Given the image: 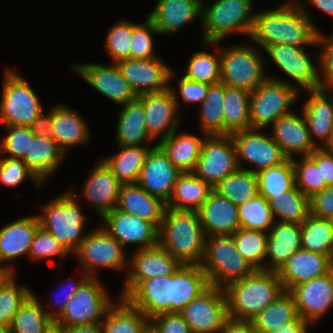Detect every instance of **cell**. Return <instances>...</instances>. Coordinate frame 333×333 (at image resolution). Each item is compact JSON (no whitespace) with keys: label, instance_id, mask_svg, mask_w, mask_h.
Returning a JSON list of instances; mask_svg holds the SVG:
<instances>
[{"label":"cell","instance_id":"cell-1","mask_svg":"<svg viewBox=\"0 0 333 333\" xmlns=\"http://www.w3.org/2000/svg\"><path fill=\"white\" fill-rule=\"evenodd\" d=\"M298 2L289 0L278 8L256 13L250 39L263 49L281 44L315 46L319 30L306 14L305 5Z\"/></svg>","mask_w":333,"mask_h":333},{"label":"cell","instance_id":"cell-2","mask_svg":"<svg viewBox=\"0 0 333 333\" xmlns=\"http://www.w3.org/2000/svg\"><path fill=\"white\" fill-rule=\"evenodd\" d=\"M205 240L198 211L165 208L158 230V243L181 264L200 265Z\"/></svg>","mask_w":333,"mask_h":333},{"label":"cell","instance_id":"cell-3","mask_svg":"<svg viewBox=\"0 0 333 333\" xmlns=\"http://www.w3.org/2000/svg\"><path fill=\"white\" fill-rule=\"evenodd\" d=\"M229 318L250 321L271 304L284 289L275 271L255 270L225 288Z\"/></svg>","mask_w":333,"mask_h":333},{"label":"cell","instance_id":"cell-4","mask_svg":"<svg viewBox=\"0 0 333 333\" xmlns=\"http://www.w3.org/2000/svg\"><path fill=\"white\" fill-rule=\"evenodd\" d=\"M200 266L210 285L221 288L250 276L256 270L239 253L232 235L207 236Z\"/></svg>","mask_w":333,"mask_h":333},{"label":"cell","instance_id":"cell-5","mask_svg":"<svg viewBox=\"0 0 333 333\" xmlns=\"http://www.w3.org/2000/svg\"><path fill=\"white\" fill-rule=\"evenodd\" d=\"M43 215H38L39 226L48 231L68 251L76 252L86 234H81L87 219L80 210L74 193L70 190L43 205Z\"/></svg>","mask_w":333,"mask_h":333},{"label":"cell","instance_id":"cell-6","mask_svg":"<svg viewBox=\"0 0 333 333\" xmlns=\"http://www.w3.org/2000/svg\"><path fill=\"white\" fill-rule=\"evenodd\" d=\"M253 0H216L210 7L203 8L201 19L204 25L206 44H216L229 33L241 32L250 37L255 15H251Z\"/></svg>","mask_w":333,"mask_h":333},{"label":"cell","instance_id":"cell-7","mask_svg":"<svg viewBox=\"0 0 333 333\" xmlns=\"http://www.w3.org/2000/svg\"><path fill=\"white\" fill-rule=\"evenodd\" d=\"M299 91L287 81L267 78L253 92H250L251 129H262L273 124L281 116L291 113Z\"/></svg>","mask_w":333,"mask_h":333},{"label":"cell","instance_id":"cell-8","mask_svg":"<svg viewBox=\"0 0 333 333\" xmlns=\"http://www.w3.org/2000/svg\"><path fill=\"white\" fill-rule=\"evenodd\" d=\"M111 305L108 293L97 277H90L71 297L62 312L54 318V326L62 329L70 326L101 324L103 321L99 319L106 315Z\"/></svg>","mask_w":333,"mask_h":333},{"label":"cell","instance_id":"cell-9","mask_svg":"<svg viewBox=\"0 0 333 333\" xmlns=\"http://www.w3.org/2000/svg\"><path fill=\"white\" fill-rule=\"evenodd\" d=\"M0 122L5 126L30 127L42 112L38 97L29 83L13 70L5 71Z\"/></svg>","mask_w":333,"mask_h":333},{"label":"cell","instance_id":"cell-10","mask_svg":"<svg viewBox=\"0 0 333 333\" xmlns=\"http://www.w3.org/2000/svg\"><path fill=\"white\" fill-rule=\"evenodd\" d=\"M221 80L226 86L253 92L266 79L263 59L246 44L220 52Z\"/></svg>","mask_w":333,"mask_h":333},{"label":"cell","instance_id":"cell-11","mask_svg":"<svg viewBox=\"0 0 333 333\" xmlns=\"http://www.w3.org/2000/svg\"><path fill=\"white\" fill-rule=\"evenodd\" d=\"M232 135H205L194 171L196 177L214 187L238 169Z\"/></svg>","mask_w":333,"mask_h":333},{"label":"cell","instance_id":"cell-12","mask_svg":"<svg viewBox=\"0 0 333 333\" xmlns=\"http://www.w3.org/2000/svg\"><path fill=\"white\" fill-rule=\"evenodd\" d=\"M191 333H219L229 319L224 288L210 285L180 312Z\"/></svg>","mask_w":333,"mask_h":333},{"label":"cell","instance_id":"cell-13","mask_svg":"<svg viewBox=\"0 0 333 333\" xmlns=\"http://www.w3.org/2000/svg\"><path fill=\"white\" fill-rule=\"evenodd\" d=\"M84 275L95 277L97 268L121 270L126 261L123 246L113 238L102 226L86 234L80 247L76 250Z\"/></svg>","mask_w":333,"mask_h":333},{"label":"cell","instance_id":"cell-14","mask_svg":"<svg viewBox=\"0 0 333 333\" xmlns=\"http://www.w3.org/2000/svg\"><path fill=\"white\" fill-rule=\"evenodd\" d=\"M130 261L121 298H126L142 281L153 277L172 275L182 264L159 243L136 249Z\"/></svg>","mask_w":333,"mask_h":333},{"label":"cell","instance_id":"cell-15","mask_svg":"<svg viewBox=\"0 0 333 333\" xmlns=\"http://www.w3.org/2000/svg\"><path fill=\"white\" fill-rule=\"evenodd\" d=\"M259 132L260 129H248L232 134L240 169L241 159L257 166L255 169H245L253 173L277 166L287 159L272 136L267 137Z\"/></svg>","mask_w":333,"mask_h":333},{"label":"cell","instance_id":"cell-16","mask_svg":"<svg viewBox=\"0 0 333 333\" xmlns=\"http://www.w3.org/2000/svg\"><path fill=\"white\" fill-rule=\"evenodd\" d=\"M136 96L168 90L174 74L160 58L124 59L116 63Z\"/></svg>","mask_w":333,"mask_h":333},{"label":"cell","instance_id":"cell-17","mask_svg":"<svg viewBox=\"0 0 333 333\" xmlns=\"http://www.w3.org/2000/svg\"><path fill=\"white\" fill-rule=\"evenodd\" d=\"M182 173L157 144L147 154L137 184L150 195L167 203L176 180Z\"/></svg>","mask_w":333,"mask_h":333},{"label":"cell","instance_id":"cell-18","mask_svg":"<svg viewBox=\"0 0 333 333\" xmlns=\"http://www.w3.org/2000/svg\"><path fill=\"white\" fill-rule=\"evenodd\" d=\"M289 292L298 316L310 324L316 322L333 306V269L323 276L297 284Z\"/></svg>","mask_w":333,"mask_h":333},{"label":"cell","instance_id":"cell-19","mask_svg":"<svg viewBox=\"0 0 333 333\" xmlns=\"http://www.w3.org/2000/svg\"><path fill=\"white\" fill-rule=\"evenodd\" d=\"M137 98L143 103L145 124L148 135L152 139L163 133L161 136L163 140L178 129L179 101L172 88L163 92L143 94Z\"/></svg>","mask_w":333,"mask_h":333},{"label":"cell","instance_id":"cell-20","mask_svg":"<svg viewBox=\"0 0 333 333\" xmlns=\"http://www.w3.org/2000/svg\"><path fill=\"white\" fill-rule=\"evenodd\" d=\"M102 218L106 222L102 227L122 246L134 243L139 245L138 249H144L158 244V229L138 216L115 208Z\"/></svg>","mask_w":333,"mask_h":333},{"label":"cell","instance_id":"cell-21","mask_svg":"<svg viewBox=\"0 0 333 333\" xmlns=\"http://www.w3.org/2000/svg\"><path fill=\"white\" fill-rule=\"evenodd\" d=\"M273 62L306 91L320 89L319 73L304 47L290 44L274 45L265 49Z\"/></svg>","mask_w":333,"mask_h":333},{"label":"cell","instance_id":"cell-22","mask_svg":"<svg viewBox=\"0 0 333 333\" xmlns=\"http://www.w3.org/2000/svg\"><path fill=\"white\" fill-rule=\"evenodd\" d=\"M84 80L115 103L126 104L137 98L116 64H78L73 67Z\"/></svg>","mask_w":333,"mask_h":333},{"label":"cell","instance_id":"cell-23","mask_svg":"<svg viewBox=\"0 0 333 333\" xmlns=\"http://www.w3.org/2000/svg\"><path fill=\"white\" fill-rule=\"evenodd\" d=\"M333 260L328 255L299 249L277 272L284 290L329 273Z\"/></svg>","mask_w":333,"mask_h":333},{"label":"cell","instance_id":"cell-24","mask_svg":"<svg viewBox=\"0 0 333 333\" xmlns=\"http://www.w3.org/2000/svg\"><path fill=\"white\" fill-rule=\"evenodd\" d=\"M126 299L148 319L172 312V275L142 281Z\"/></svg>","mask_w":333,"mask_h":333},{"label":"cell","instance_id":"cell-25","mask_svg":"<svg viewBox=\"0 0 333 333\" xmlns=\"http://www.w3.org/2000/svg\"><path fill=\"white\" fill-rule=\"evenodd\" d=\"M274 141L279 145L287 158H293L292 154L301 153V156H309L318 147L311 140L307 122L293 112L281 116L272 124Z\"/></svg>","mask_w":333,"mask_h":333},{"label":"cell","instance_id":"cell-26","mask_svg":"<svg viewBox=\"0 0 333 333\" xmlns=\"http://www.w3.org/2000/svg\"><path fill=\"white\" fill-rule=\"evenodd\" d=\"M197 211L206 237L233 235L240 229L238 206L214 191Z\"/></svg>","mask_w":333,"mask_h":333},{"label":"cell","instance_id":"cell-27","mask_svg":"<svg viewBox=\"0 0 333 333\" xmlns=\"http://www.w3.org/2000/svg\"><path fill=\"white\" fill-rule=\"evenodd\" d=\"M97 163L85 180L81 196L86 197L103 217L116 208L122 183L102 160Z\"/></svg>","mask_w":333,"mask_h":333},{"label":"cell","instance_id":"cell-28","mask_svg":"<svg viewBox=\"0 0 333 333\" xmlns=\"http://www.w3.org/2000/svg\"><path fill=\"white\" fill-rule=\"evenodd\" d=\"M166 208L160 198L150 195L137 183L122 184L116 209L152 223L158 230Z\"/></svg>","mask_w":333,"mask_h":333},{"label":"cell","instance_id":"cell-29","mask_svg":"<svg viewBox=\"0 0 333 333\" xmlns=\"http://www.w3.org/2000/svg\"><path fill=\"white\" fill-rule=\"evenodd\" d=\"M201 0H159L148 15L159 34H170L182 28L188 21L201 17Z\"/></svg>","mask_w":333,"mask_h":333},{"label":"cell","instance_id":"cell-30","mask_svg":"<svg viewBox=\"0 0 333 333\" xmlns=\"http://www.w3.org/2000/svg\"><path fill=\"white\" fill-rule=\"evenodd\" d=\"M302 248L300 224L277 221L268 233L266 257L270 265L266 271L278 272L288 258Z\"/></svg>","mask_w":333,"mask_h":333},{"label":"cell","instance_id":"cell-31","mask_svg":"<svg viewBox=\"0 0 333 333\" xmlns=\"http://www.w3.org/2000/svg\"><path fill=\"white\" fill-rule=\"evenodd\" d=\"M328 89L309 90L311 95L303 106V115L306 119L309 134L313 143L322 148L328 142L333 126V97H329ZM323 140L322 145H317L314 137Z\"/></svg>","mask_w":333,"mask_h":333},{"label":"cell","instance_id":"cell-32","mask_svg":"<svg viewBox=\"0 0 333 333\" xmlns=\"http://www.w3.org/2000/svg\"><path fill=\"white\" fill-rule=\"evenodd\" d=\"M37 216L18 219L0 229V262L29 254L31 243L39 228Z\"/></svg>","mask_w":333,"mask_h":333},{"label":"cell","instance_id":"cell-33","mask_svg":"<svg viewBox=\"0 0 333 333\" xmlns=\"http://www.w3.org/2000/svg\"><path fill=\"white\" fill-rule=\"evenodd\" d=\"M210 286L200 265L182 264L172 274V312H180Z\"/></svg>","mask_w":333,"mask_h":333},{"label":"cell","instance_id":"cell-34","mask_svg":"<svg viewBox=\"0 0 333 333\" xmlns=\"http://www.w3.org/2000/svg\"><path fill=\"white\" fill-rule=\"evenodd\" d=\"M52 129L51 137L64 152L68 147L85 144L90 136L84 120L60 104L52 109Z\"/></svg>","mask_w":333,"mask_h":333},{"label":"cell","instance_id":"cell-35","mask_svg":"<svg viewBox=\"0 0 333 333\" xmlns=\"http://www.w3.org/2000/svg\"><path fill=\"white\" fill-rule=\"evenodd\" d=\"M64 155L65 152L52 137L34 135L22 160L43 182L57 169Z\"/></svg>","mask_w":333,"mask_h":333},{"label":"cell","instance_id":"cell-36","mask_svg":"<svg viewBox=\"0 0 333 333\" xmlns=\"http://www.w3.org/2000/svg\"><path fill=\"white\" fill-rule=\"evenodd\" d=\"M213 191V187L192 172L182 173L174 185L166 207L197 211Z\"/></svg>","mask_w":333,"mask_h":333},{"label":"cell","instance_id":"cell-37","mask_svg":"<svg viewBox=\"0 0 333 333\" xmlns=\"http://www.w3.org/2000/svg\"><path fill=\"white\" fill-rule=\"evenodd\" d=\"M176 132L177 130L173 131L167 138L160 140L158 145L181 172H193L200 157L204 138Z\"/></svg>","mask_w":333,"mask_h":333},{"label":"cell","instance_id":"cell-38","mask_svg":"<svg viewBox=\"0 0 333 333\" xmlns=\"http://www.w3.org/2000/svg\"><path fill=\"white\" fill-rule=\"evenodd\" d=\"M117 125L119 146H142L145 140H151L145 124L143 103L138 99L123 104Z\"/></svg>","mask_w":333,"mask_h":333},{"label":"cell","instance_id":"cell-39","mask_svg":"<svg viewBox=\"0 0 333 333\" xmlns=\"http://www.w3.org/2000/svg\"><path fill=\"white\" fill-rule=\"evenodd\" d=\"M249 104V91L224 84V135L251 129Z\"/></svg>","mask_w":333,"mask_h":333},{"label":"cell","instance_id":"cell-40","mask_svg":"<svg viewBox=\"0 0 333 333\" xmlns=\"http://www.w3.org/2000/svg\"><path fill=\"white\" fill-rule=\"evenodd\" d=\"M121 151L102 161L122 184L137 183L141 169L151 147L119 146Z\"/></svg>","mask_w":333,"mask_h":333},{"label":"cell","instance_id":"cell-41","mask_svg":"<svg viewBox=\"0 0 333 333\" xmlns=\"http://www.w3.org/2000/svg\"><path fill=\"white\" fill-rule=\"evenodd\" d=\"M32 294L14 315L10 326L12 333H49L54 328V312L44 310Z\"/></svg>","mask_w":333,"mask_h":333},{"label":"cell","instance_id":"cell-42","mask_svg":"<svg viewBox=\"0 0 333 333\" xmlns=\"http://www.w3.org/2000/svg\"><path fill=\"white\" fill-rule=\"evenodd\" d=\"M120 305L112 304L101 323L102 333H142L149 319L126 298Z\"/></svg>","mask_w":333,"mask_h":333},{"label":"cell","instance_id":"cell-43","mask_svg":"<svg viewBox=\"0 0 333 333\" xmlns=\"http://www.w3.org/2000/svg\"><path fill=\"white\" fill-rule=\"evenodd\" d=\"M298 317L293 296L284 290L279 296L250 321L257 333H266Z\"/></svg>","mask_w":333,"mask_h":333},{"label":"cell","instance_id":"cell-44","mask_svg":"<svg viewBox=\"0 0 333 333\" xmlns=\"http://www.w3.org/2000/svg\"><path fill=\"white\" fill-rule=\"evenodd\" d=\"M213 191L239 206L259 194L256 173L245 170V168H238L234 173L218 182L213 187Z\"/></svg>","mask_w":333,"mask_h":333},{"label":"cell","instance_id":"cell-45","mask_svg":"<svg viewBox=\"0 0 333 333\" xmlns=\"http://www.w3.org/2000/svg\"><path fill=\"white\" fill-rule=\"evenodd\" d=\"M300 226L302 249L328 255L333 260V226L330 219L310 214Z\"/></svg>","mask_w":333,"mask_h":333},{"label":"cell","instance_id":"cell-46","mask_svg":"<svg viewBox=\"0 0 333 333\" xmlns=\"http://www.w3.org/2000/svg\"><path fill=\"white\" fill-rule=\"evenodd\" d=\"M273 216L278 215L281 222L301 224L310 215V198L296 186L268 200Z\"/></svg>","mask_w":333,"mask_h":333},{"label":"cell","instance_id":"cell-47","mask_svg":"<svg viewBox=\"0 0 333 333\" xmlns=\"http://www.w3.org/2000/svg\"><path fill=\"white\" fill-rule=\"evenodd\" d=\"M258 192L267 200L273 195L290 191L295 186V171L293 158H287L281 164L265 168L256 173Z\"/></svg>","mask_w":333,"mask_h":333},{"label":"cell","instance_id":"cell-48","mask_svg":"<svg viewBox=\"0 0 333 333\" xmlns=\"http://www.w3.org/2000/svg\"><path fill=\"white\" fill-rule=\"evenodd\" d=\"M224 83L209 85L201 103L200 123L205 135H224Z\"/></svg>","mask_w":333,"mask_h":333},{"label":"cell","instance_id":"cell-49","mask_svg":"<svg viewBox=\"0 0 333 333\" xmlns=\"http://www.w3.org/2000/svg\"><path fill=\"white\" fill-rule=\"evenodd\" d=\"M232 236L239 253L256 270H266L269 264L266 265L262 260L267 253L268 232L240 228Z\"/></svg>","mask_w":333,"mask_h":333},{"label":"cell","instance_id":"cell-50","mask_svg":"<svg viewBox=\"0 0 333 333\" xmlns=\"http://www.w3.org/2000/svg\"><path fill=\"white\" fill-rule=\"evenodd\" d=\"M240 228L269 233L273 226V213L268 200L260 194L238 206Z\"/></svg>","mask_w":333,"mask_h":333},{"label":"cell","instance_id":"cell-51","mask_svg":"<svg viewBox=\"0 0 333 333\" xmlns=\"http://www.w3.org/2000/svg\"><path fill=\"white\" fill-rule=\"evenodd\" d=\"M187 79L206 84H216L221 80L220 54L195 52L189 60V66L184 70Z\"/></svg>","mask_w":333,"mask_h":333},{"label":"cell","instance_id":"cell-52","mask_svg":"<svg viewBox=\"0 0 333 333\" xmlns=\"http://www.w3.org/2000/svg\"><path fill=\"white\" fill-rule=\"evenodd\" d=\"M12 273L0 286V323L10 325L14 315L33 294L25 286H17Z\"/></svg>","mask_w":333,"mask_h":333},{"label":"cell","instance_id":"cell-53","mask_svg":"<svg viewBox=\"0 0 333 333\" xmlns=\"http://www.w3.org/2000/svg\"><path fill=\"white\" fill-rule=\"evenodd\" d=\"M301 162L293 159L295 186L308 198L321 192L327 185L321 182L320 167L309 157L302 156Z\"/></svg>","mask_w":333,"mask_h":333},{"label":"cell","instance_id":"cell-54","mask_svg":"<svg viewBox=\"0 0 333 333\" xmlns=\"http://www.w3.org/2000/svg\"><path fill=\"white\" fill-rule=\"evenodd\" d=\"M133 31V22L119 21L108 32L106 49L112 56L115 64L118 61L130 58V40Z\"/></svg>","mask_w":333,"mask_h":333},{"label":"cell","instance_id":"cell-55","mask_svg":"<svg viewBox=\"0 0 333 333\" xmlns=\"http://www.w3.org/2000/svg\"><path fill=\"white\" fill-rule=\"evenodd\" d=\"M153 33L159 34L155 25L148 17L143 24L133 23V31L130 40L131 59L156 58L153 51Z\"/></svg>","mask_w":333,"mask_h":333},{"label":"cell","instance_id":"cell-56","mask_svg":"<svg viewBox=\"0 0 333 333\" xmlns=\"http://www.w3.org/2000/svg\"><path fill=\"white\" fill-rule=\"evenodd\" d=\"M9 133L0 142V154L3 150L11 154L9 158L22 159L26 151H29L30 141H33L34 133L30 127L15 125L5 126Z\"/></svg>","mask_w":333,"mask_h":333},{"label":"cell","instance_id":"cell-57","mask_svg":"<svg viewBox=\"0 0 333 333\" xmlns=\"http://www.w3.org/2000/svg\"><path fill=\"white\" fill-rule=\"evenodd\" d=\"M0 154V181L7 186L20 184L26 177L34 179L37 187L43 182L22 159L2 158Z\"/></svg>","mask_w":333,"mask_h":333},{"label":"cell","instance_id":"cell-58","mask_svg":"<svg viewBox=\"0 0 333 333\" xmlns=\"http://www.w3.org/2000/svg\"><path fill=\"white\" fill-rule=\"evenodd\" d=\"M69 253L48 231L39 227L36 230L31 243L29 256L31 259H45L59 255L63 260L64 256Z\"/></svg>","mask_w":333,"mask_h":333},{"label":"cell","instance_id":"cell-59","mask_svg":"<svg viewBox=\"0 0 333 333\" xmlns=\"http://www.w3.org/2000/svg\"><path fill=\"white\" fill-rule=\"evenodd\" d=\"M319 43V44H318ZM323 44L322 52L319 53V67L322 70L324 79L320 80L321 89L333 87V35L326 38L320 30L317 36V45Z\"/></svg>","mask_w":333,"mask_h":333},{"label":"cell","instance_id":"cell-60","mask_svg":"<svg viewBox=\"0 0 333 333\" xmlns=\"http://www.w3.org/2000/svg\"><path fill=\"white\" fill-rule=\"evenodd\" d=\"M157 333H191L189 325L179 312L161 313L149 319Z\"/></svg>","mask_w":333,"mask_h":333},{"label":"cell","instance_id":"cell-61","mask_svg":"<svg viewBox=\"0 0 333 333\" xmlns=\"http://www.w3.org/2000/svg\"><path fill=\"white\" fill-rule=\"evenodd\" d=\"M310 214L324 219L333 217V185L310 198Z\"/></svg>","mask_w":333,"mask_h":333},{"label":"cell","instance_id":"cell-62","mask_svg":"<svg viewBox=\"0 0 333 333\" xmlns=\"http://www.w3.org/2000/svg\"><path fill=\"white\" fill-rule=\"evenodd\" d=\"M178 85L179 92L181 97L183 98V101L191 103H202L206 97L207 90L209 88V84L193 81L187 79L184 76L180 78Z\"/></svg>","mask_w":333,"mask_h":333},{"label":"cell","instance_id":"cell-63","mask_svg":"<svg viewBox=\"0 0 333 333\" xmlns=\"http://www.w3.org/2000/svg\"><path fill=\"white\" fill-rule=\"evenodd\" d=\"M309 157L320 167L321 182L327 186L333 185V153L317 148Z\"/></svg>","mask_w":333,"mask_h":333},{"label":"cell","instance_id":"cell-64","mask_svg":"<svg viewBox=\"0 0 333 333\" xmlns=\"http://www.w3.org/2000/svg\"><path fill=\"white\" fill-rule=\"evenodd\" d=\"M32 132L35 135H41L43 137L52 136V109L48 116L44 117L43 111L40 115L33 121L30 126Z\"/></svg>","mask_w":333,"mask_h":333},{"label":"cell","instance_id":"cell-65","mask_svg":"<svg viewBox=\"0 0 333 333\" xmlns=\"http://www.w3.org/2000/svg\"><path fill=\"white\" fill-rule=\"evenodd\" d=\"M219 333H257L251 321L229 318Z\"/></svg>","mask_w":333,"mask_h":333},{"label":"cell","instance_id":"cell-66","mask_svg":"<svg viewBox=\"0 0 333 333\" xmlns=\"http://www.w3.org/2000/svg\"><path fill=\"white\" fill-rule=\"evenodd\" d=\"M309 322L298 316L295 320L284 323L275 330L266 333H307Z\"/></svg>","mask_w":333,"mask_h":333},{"label":"cell","instance_id":"cell-67","mask_svg":"<svg viewBox=\"0 0 333 333\" xmlns=\"http://www.w3.org/2000/svg\"><path fill=\"white\" fill-rule=\"evenodd\" d=\"M90 277L89 276H87V275H85L84 276V278L83 279H81V281H78V282H74L71 286H69V290L67 291V293L66 292H64V294H65V296H64V298H63V300H57L56 302H55V304L56 303H58V312L57 313H55V317L57 316V315H59L61 312H62V310L64 309V307L66 306V304L68 303V301L71 299V297L72 296H74V294L79 290V288L89 279Z\"/></svg>","mask_w":333,"mask_h":333},{"label":"cell","instance_id":"cell-68","mask_svg":"<svg viewBox=\"0 0 333 333\" xmlns=\"http://www.w3.org/2000/svg\"><path fill=\"white\" fill-rule=\"evenodd\" d=\"M62 329L65 333H102L101 324L70 326Z\"/></svg>","mask_w":333,"mask_h":333},{"label":"cell","instance_id":"cell-69","mask_svg":"<svg viewBox=\"0 0 333 333\" xmlns=\"http://www.w3.org/2000/svg\"><path fill=\"white\" fill-rule=\"evenodd\" d=\"M320 11L333 17V0H308Z\"/></svg>","mask_w":333,"mask_h":333},{"label":"cell","instance_id":"cell-70","mask_svg":"<svg viewBox=\"0 0 333 333\" xmlns=\"http://www.w3.org/2000/svg\"><path fill=\"white\" fill-rule=\"evenodd\" d=\"M13 268L10 266H1L0 265V286L2 285V283L13 273L14 270H12Z\"/></svg>","mask_w":333,"mask_h":333},{"label":"cell","instance_id":"cell-71","mask_svg":"<svg viewBox=\"0 0 333 333\" xmlns=\"http://www.w3.org/2000/svg\"><path fill=\"white\" fill-rule=\"evenodd\" d=\"M322 148L325 151L333 153V126H332V131H331L330 138H329L328 142L325 144V146L322 147Z\"/></svg>","mask_w":333,"mask_h":333},{"label":"cell","instance_id":"cell-72","mask_svg":"<svg viewBox=\"0 0 333 333\" xmlns=\"http://www.w3.org/2000/svg\"><path fill=\"white\" fill-rule=\"evenodd\" d=\"M0 333H12L10 326L4 323H0Z\"/></svg>","mask_w":333,"mask_h":333},{"label":"cell","instance_id":"cell-73","mask_svg":"<svg viewBox=\"0 0 333 333\" xmlns=\"http://www.w3.org/2000/svg\"><path fill=\"white\" fill-rule=\"evenodd\" d=\"M142 333H157V331L150 324H148Z\"/></svg>","mask_w":333,"mask_h":333},{"label":"cell","instance_id":"cell-74","mask_svg":"<svg viewBox=\"0 0 333 333\" xmlns=\"http://www.w3.org/2000/svg\"><path fill=\"white\" fill-rule=\"evenodd\" d=\"M49 333H65V331L54 326V328Z\"/></svg>","mask_w":333,"mask_h":333},{"label":"cell","instance_id":"cell-75","mask_svg":"<svg viewBox=\"0 0 333 333\" xmlns=\"http://www.w3.org/2000/svg\"><path fill=\"white\" fill-rule=\"evenodd\" d=\"M330 221H331V223H332V226H333V217H332V218H330Z\"/></svg>","mask_w":333,"mask_h":333}]
</instances>
